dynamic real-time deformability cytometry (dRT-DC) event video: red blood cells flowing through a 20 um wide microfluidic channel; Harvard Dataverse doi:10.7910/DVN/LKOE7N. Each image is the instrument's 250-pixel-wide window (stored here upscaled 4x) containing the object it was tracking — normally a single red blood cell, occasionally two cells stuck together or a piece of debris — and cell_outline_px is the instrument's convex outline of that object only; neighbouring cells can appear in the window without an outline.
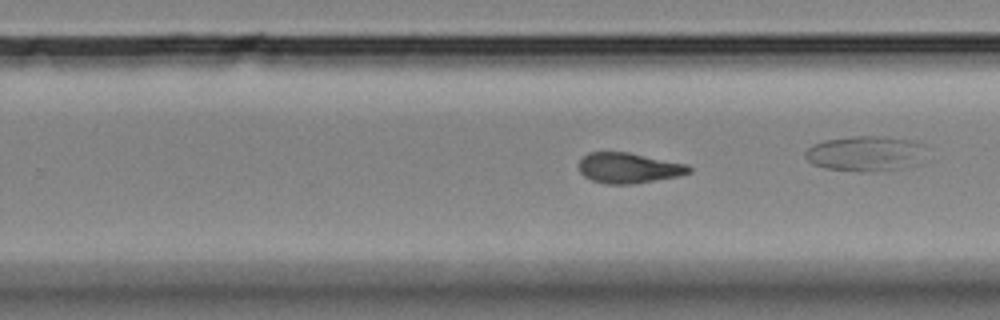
{"species": "Egyptian fruit bat (a non-hibernating species)", "species_latin": "Rousettus aegyptiacus", "temperature_condition": "room temperature", "stored_images_in_passage": 43, "camera_frame_rate_fps": 3000, "um_per_image_px": 0.085, "animal": {"sex": "female"}, "frame": {"image": 1, "passage_image": 21, "time_ms": 6.667, "image_size_px": [1000, 320], "cell_outline_px": [[692, 172], [680, 176], [632, 184], [604, 184], [592, 180], [584, 176], [580, 172], [580, 160], [588, 152], [628, 152], [688, 164], [692, 168]], "centroid_in_image_um": [53.47, 14.28], "position_along_channel_um": 276.3, "area_um2": 19.59}}
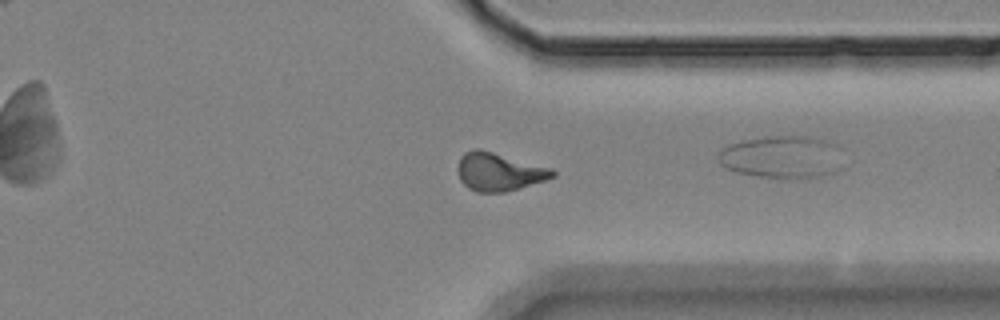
{"frame": {"image": 2, "passage_image": 29, "time_ms": 9.333, "image_size_px": [1000, 320], "cell_outline_px": [[556, 176], [520, 188], [504, 192], [476, 192], [468, 188], [460, 180], [456, 168], [460, 156], [464, 152], [476, 148], [480, 148], [552, 168], [556, 172]], "centroid_in_image_um": [42.38, 14.59], "position_along_channel_um": 369.0, "area_um2": 21.27}}
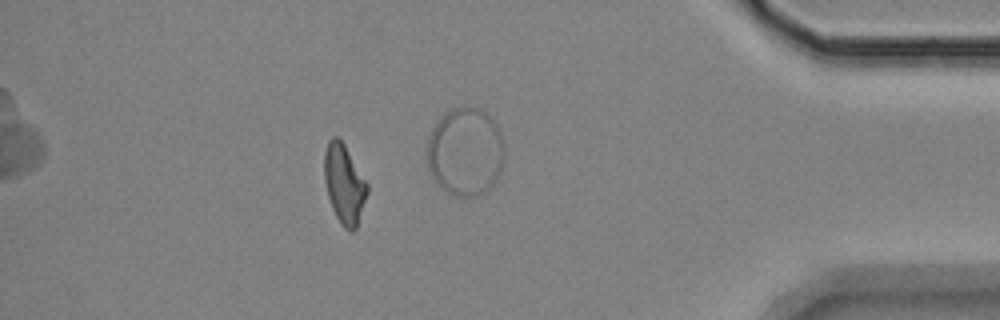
{"frame": {"image": 3, "passage_image": 36, "time_ms": 11.667, "image_size_px": [1000, 320], "cell_outline_px": [[368, 192], [356, 228], [352, 232], [348, 232], [340, 224], [332, 208], [328, 196], [324, 180], [324, 152], [328, 140], [332, 136], [336, 136], [344, 144], [368, 184]], "centroid_in_image_um": [29.25, 15.65], "position_along_channel_um": 406.0, "area_um2": 19.83}, "authors_computed_cell_mechanics": {"area_um2": 19.5942, "velocity_mm_per_s": 3.4745, "shape_relaxation_time_tau1_ms": 2.3142, "shape_relaxation_time_tau2_ms": 3.0927, "deformation_change_tau1": 0.2164, "deformation_change_tau2": 0.0985}}